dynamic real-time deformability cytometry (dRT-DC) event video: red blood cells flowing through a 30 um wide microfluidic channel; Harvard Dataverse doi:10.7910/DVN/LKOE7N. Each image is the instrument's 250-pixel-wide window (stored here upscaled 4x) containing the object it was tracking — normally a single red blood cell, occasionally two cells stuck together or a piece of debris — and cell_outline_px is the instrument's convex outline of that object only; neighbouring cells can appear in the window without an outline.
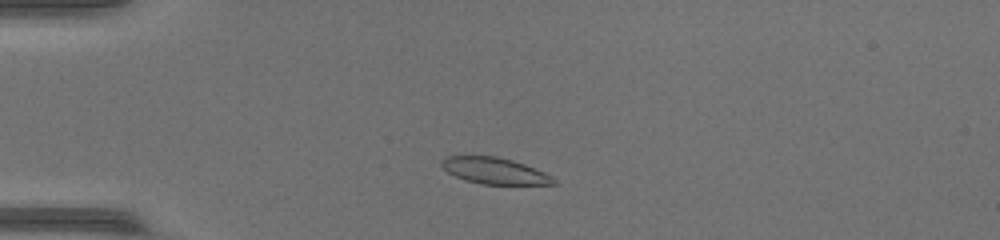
{"species": "common noctule bat (a hibernating species)", "species_latin": "Nyctalus noctula", "temperature_condition": "warm", "stored_images_in_passage": 41, "camera_frame_rate_fps": 3000, "um_per_image_px": 0.085, "animal": {"sex": "female", "body_mass_g": 17.0, "forearm_length_mm": 48.0}, "frame": {"image": 1, "passage_image": 6, "time_ms": 1.667, "image_size_px": [1000, 240], "cell_outline_px": [[556, 184], [480, 184], [464, 180], [448, 172], [440, 164], [440, 160], [444, 156], [496, 156], [512, 160], [524, 164], [544, 172], [552, 176], [556, 180]], "centroid_in_image_um": [42.01, 14.51], "position_along_channel_um": 43.0, "area_um2": 17.17}}
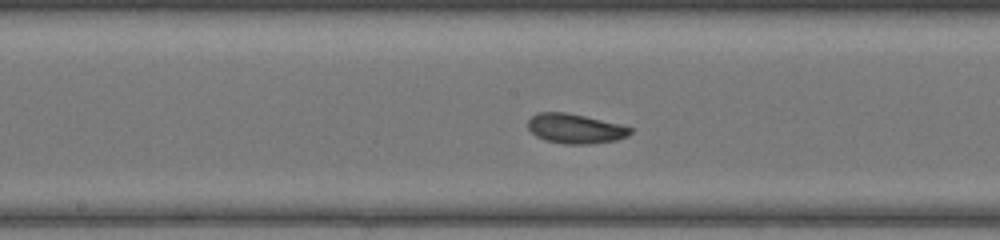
{"frame": {"image": 2, "passage_image": 19, "time_ms": 6.0, "image_size_px": [1000, 240], "cell_outline_px": [[632, 132], [628, 136], [616, 140], [588, 144], [564, 144], [544, 140], [536, 136], [528, 128], [528, 120], [536, 112], [564, 112], [584, 116], [620, 124], [632, 128]], "centroid_in_image_um": [48.88, 10.93], "position_along_channel_um": 199.3, "area_um2": 17.69}}
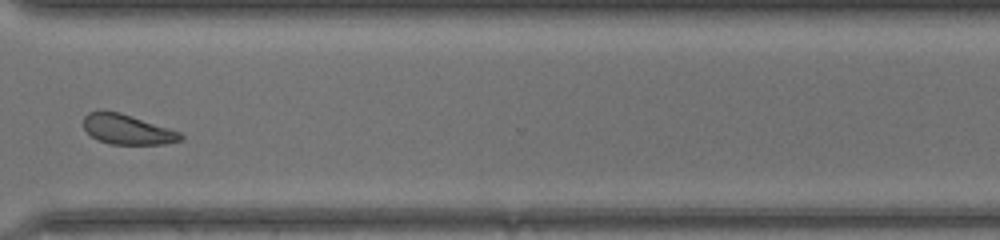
{"frame": {"image": 3, "passage_image": 30, "time_ms": 9.667, "image_size_px": [1000, 240], "cell_outline_px": [[184, 140], [164, 144], [108, 144], [96, 140], [84, 128], [84, 116], [88, 112], [100, 108], [120, 112], [180, 132], [184, 136]], "centroid_in_image_um": [10.79, 10.98], "position_along_channel_um": 359.8, "area_um2": 17.22}, "authors_computed_cell_mechanics": {"area_um2": 17.7446, "velocity_mm_per_s": 4.3853, "shape_relaxation_time_tau1_ms": 2.4443, "shape_relaxation_time_tau2_ms": null, "deformation_change_tau1": 0.0747, "deformation_change_tau2": null}}